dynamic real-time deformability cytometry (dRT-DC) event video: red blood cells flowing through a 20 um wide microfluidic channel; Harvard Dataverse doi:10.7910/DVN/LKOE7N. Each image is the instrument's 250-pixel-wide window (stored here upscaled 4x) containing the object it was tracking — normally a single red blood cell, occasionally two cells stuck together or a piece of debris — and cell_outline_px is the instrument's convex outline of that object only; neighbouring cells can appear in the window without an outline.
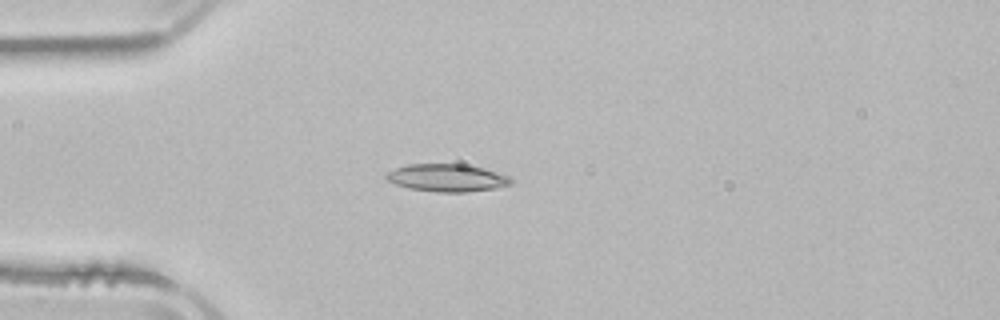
{"species": "common noctule bat (a hibernating species)", "species_latin": "Nyctalus noctula", "temperature_condition": "room temperature", "stored_images_in_passage": 4, "camera_frame_rate_fps": 3000, "um_per_image_px": 0.085, "animal": {"sex": "male", "body_mass_g": 21.5, "forearm_length_mm": 52.0}, "frame": {"image": 1, "passage_image": 4, "time_ms": 4.333, "image_size_px": [1000, 320], "cell_outline_px": [[512, 184], [496, 188], [468, 192], [436, 192], [408, 188], [396, 184], [388, 180], [384, 176], [388, 172], [396, 168], [408, 164], [464, 164], [484, 168], [508, 176], [512, 180]], "centroid_in_image_um": [38.0, 15.12], "position_along_channel_um": 47.0, "area_um2": 20.0}}